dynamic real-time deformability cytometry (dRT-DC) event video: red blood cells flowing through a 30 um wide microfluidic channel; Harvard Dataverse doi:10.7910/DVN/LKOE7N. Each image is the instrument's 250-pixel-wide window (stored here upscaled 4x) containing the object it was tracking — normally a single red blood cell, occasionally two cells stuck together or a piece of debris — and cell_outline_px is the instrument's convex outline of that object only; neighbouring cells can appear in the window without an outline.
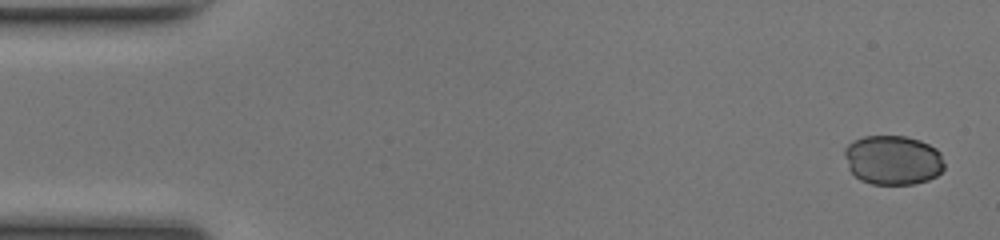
{"species": "common noctule bat (a hibernating species)", "species_latin": "Nyctalus noctula", "temperature_condition": "room temperature", "stored_images_in_passage": 50, "segment_of_instrument_passage": [1, 2], "camera_frame_rate_fps": 3000, "um_per_image_px": 0.085, "animal": {"sex": "female", "body_mass_g": 17.0, "forearm_length_mm": 48.0}, "frame": {"image": 1, "passage_image": 1, "time_ms": 0.0, "image_size_px": [1000, 240], "cell_outline_px": [[944, 168], [936, 176], [928, 180], [916, 184], [872, 184], [860, 180], [848, 168], [844, 156], [844, 148], [852, 140], [864, 136], [904, 136], [920, 140], [936, 148], [940, 152], [944, 164]], "centroid_in_image_um": [75.88, 13.6], "position_along_channel_um": 9.1, "area_um2": 28.96}}
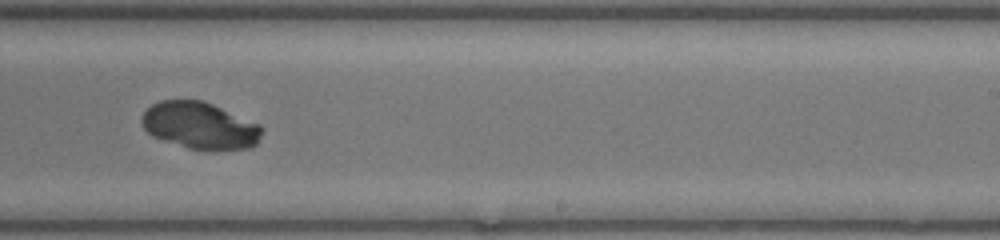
{"frame": {"image": 2, "passage_image": 30, "time_ms": 9.667, "image_size_px": [1000, 240], "cell_outline_px": [[264, 128], [256, 144], [252, 148], [212, 152], [188, 148], [152, 136], [144, 128], [140, 120], [144, 112], [152, 104], [160, 100], [200, 100], [212, 104], [260, 124]], "centroid_in_image_um": [17.02, 10.7], "position_along_channel_um": 272.0, "area_um2": 33.18}}
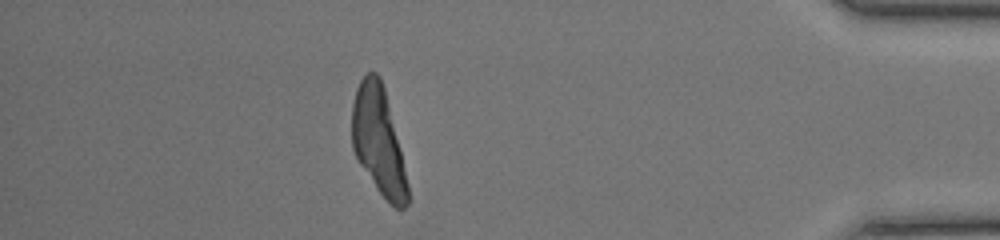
{"frame": {"image": 3, "passage_image": 43, "time_ms": 14.0, "image_size_px": [1000, 240], "cell_outline_px": [[408, 204], [404, 208], [396, 208], [376, 188], [360, 164], [352, 148], [352, 104], [356, 88], [360, 80], [368, 72], [376, 72], [380, 76], [384, 88], [408, 184]], "centroid_in_image_um": [32.14, 11.96], "position_along_channel_um": 403.1, "area_um2": 34.1}}